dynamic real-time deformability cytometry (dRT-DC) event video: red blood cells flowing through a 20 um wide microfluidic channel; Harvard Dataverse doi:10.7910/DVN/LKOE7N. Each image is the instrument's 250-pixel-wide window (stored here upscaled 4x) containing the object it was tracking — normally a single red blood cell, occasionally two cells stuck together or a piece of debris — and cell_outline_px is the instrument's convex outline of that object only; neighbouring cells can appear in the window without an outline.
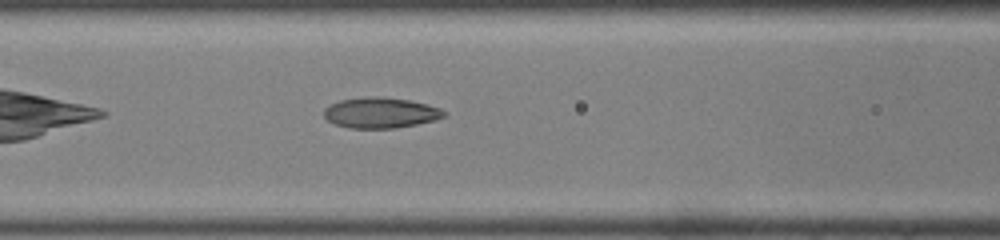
{"species": "common noctule bat (a hibernating species)", "species_latin": "Nyctalus noctula", "temperature_condition": "room temperature", "stored_images_in_passage": 37, "camera_frame_rate_fps": 3000, "um_per_image_px": 0.085, "animal": {"sex": "male", "body_mass_g": 19.0, "forearm_length_mm": 50.8}, "frame": {"image": 1, "passage_image": 9, "time_ms": 2.667, "image_size_px": [1000, 240], "cell_outline_px": [[448, 116], [436, 120], [396, 128], [348, 128], [336, 124], [328, 120], [324, 116], [324, 108], [340, 100], [368, 96], [380, 96], [408, 100], [428, 104], [440, 108], [448, 112]], "centroid_in_image_um": [32.4, 9.58], "position_along_channel_um": 134.2, "area_um2": 21.56}}
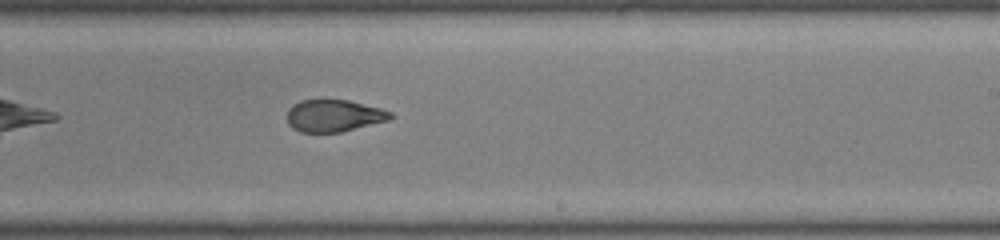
{"frame": {"image": 2, "passage_image": 18, "time_ms": 5.667, "image_size_px": [1000, 240], "cell_outline_px": [[396, 116], [388, 120], [340, 132], [300, 132], [292, 128], [288, 124], [288, 108], [292, 104], [300, 100], [324, 96], [348, 100], [380, 108], [392, 112]], "centroid_in_image_um": [28.34, 9.78], "position_along_channel_um": 260.7, "area_um2": 20.0}}
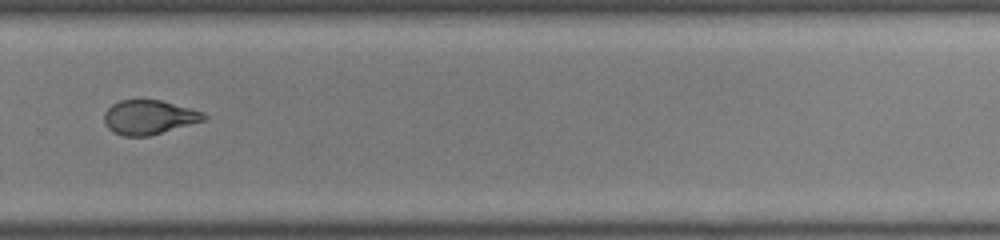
{"frame": {"image": 3, "passage_image": 22, "time_ms": 7.0, "image_size_px": [1000, 240], "cell_outline_px": [[208, 116], [204, 120], [148, 136], [124, 136], [112, 132], [104, 124], [104, 112], [112, 104], [120, 100], [160, 100], [204, 112]], "centroid_in_image_um": [12.62, 9.96], "position_along_channel_um": 317.2, "area_um2": 19.77}, "authors_computed_cell_mechanics": {"area_um2": 21.386, "velocity_mm_per_s": 4.232, "shape_relaxation_time_tau1_ms": null, "shape_relaxation_time_tau2_ms": 1.849, "deformation_change_tau1": null, "deformation_change_tau2": 0.096}}